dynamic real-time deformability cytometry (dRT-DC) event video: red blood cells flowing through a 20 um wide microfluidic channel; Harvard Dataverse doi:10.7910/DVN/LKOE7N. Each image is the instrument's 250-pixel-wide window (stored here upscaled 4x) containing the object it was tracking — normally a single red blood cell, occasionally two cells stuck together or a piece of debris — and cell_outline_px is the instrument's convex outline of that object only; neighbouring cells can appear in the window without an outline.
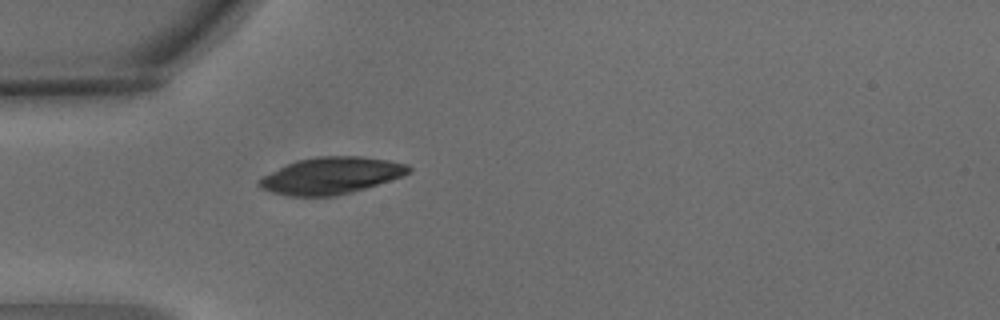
{"species": "common noctule bat (a hibernating species)", "species_latin": "Nyctalus noctula", "temperature_condition": "warm", "stored_images_in_passage": 1, "camera_frame_rate_fps": 3000, "um_per_image_px": 0.085, "animal": {"sex": "male", "body_mass_g": 15.6}, "frame": {"image": 1, "passage_image": 1, "time_ms": 0.0, "image_size_px": [1000, 320], "cell_outline_px": [[412, 172], [352, 192], [336, 196], [288, 196], [272, 192], [260, 188], [256, 184], [256, 180], [260, 176], [296, 160], [316, 156], [360, 156], [388, 160], [408, 164], [412, 168]], "centroid_in_image_um": [28.08, 14.92], "position_along_channel_um": 56.9, "area_um2": 32.14}}